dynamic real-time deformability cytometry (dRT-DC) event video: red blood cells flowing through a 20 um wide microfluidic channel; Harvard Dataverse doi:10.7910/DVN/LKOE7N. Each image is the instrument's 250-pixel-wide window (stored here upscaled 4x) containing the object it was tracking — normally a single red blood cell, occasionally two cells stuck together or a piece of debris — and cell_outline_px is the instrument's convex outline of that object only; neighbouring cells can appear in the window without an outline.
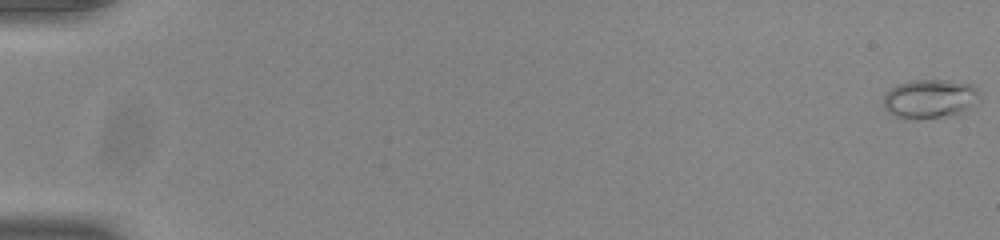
{"species": "common noctule bat (a hibernating species)", "species_latin": "Nyctalus noctula", "temperature_condition": "room temperature", "stored_images_in_passage": 55, "camera_frame_rate_fps": 3000, "um_per_image_px": 0.085, "animal": {"sex": "male", "body_mass_g": 20.0, "forearm_length_mm": 53.3}, "frame": {"image": 1, "passage_image": 1, "time_ms": 0.0, "image_size_px": [1000, 240], "cell_outline_px": [[980, 100], [972, 108], [960, 116], [916, 120], [896, 116], [888, 112], [884, 108], [884, 96], [896, 84], [912, 80], [948, 80], [972, 84], [980, 92]], "centroid_in_image_um": [79.13, 8.43], "position_along_channel_um": 5.9, "area_um2": 22.66}}
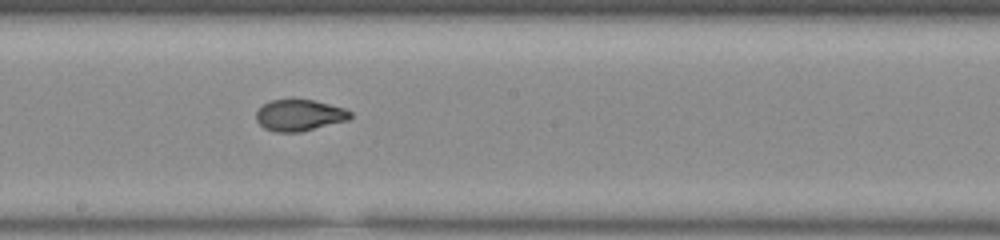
{"frame": {"image": 2, "passage_image": 32, "time_ms": 10.333, "image_size_px": [1000, 240], "cell_outline_px": [[352, 116], [348, 120], [300, 132], [276, 132], [264, 128], [256, 120], [256, 112], [264, 104], [272, 100], [316, 100], [344, 108], [352, 112]], "centroid_in_image_um": [25.47, 9.8], "position_along_channel_um": 222.7, "area_um2": 17.11}}
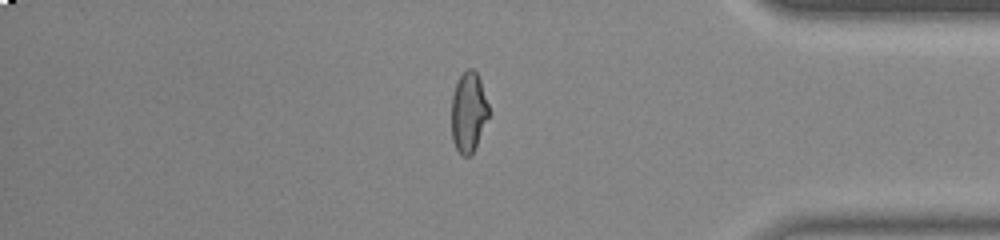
{"frame": {"image": 3, "passage_image": 47, "time_ms": 15.333, "image_size_px": [1000, 240], "cell_outline_px": [[488, 116], [476, 144], [472, 152], [468, 156], [464, 156], [456, 148], [452, 140], [452, 96], [456, 84], [460, 76], [468, 68], [472, 68], [476, 72], [480, 80], [488, 104]], "centroid_in_image_um": [39.81, 9.5], "position_along_channel_um": 395.4, "area_um2": 16.88}, "authors_computed_cell_mechanics": {"area_um2": 17.9758, "velocity_mm_per_s": 3.8897, "shape_relaxation_time_tau1_ms": 8.0128, "shape_relaxation_time_tau2_ms": 0.7011, "deformation_change_tau1": 0.2539, "deformation_change_tau2": 0.0383}}